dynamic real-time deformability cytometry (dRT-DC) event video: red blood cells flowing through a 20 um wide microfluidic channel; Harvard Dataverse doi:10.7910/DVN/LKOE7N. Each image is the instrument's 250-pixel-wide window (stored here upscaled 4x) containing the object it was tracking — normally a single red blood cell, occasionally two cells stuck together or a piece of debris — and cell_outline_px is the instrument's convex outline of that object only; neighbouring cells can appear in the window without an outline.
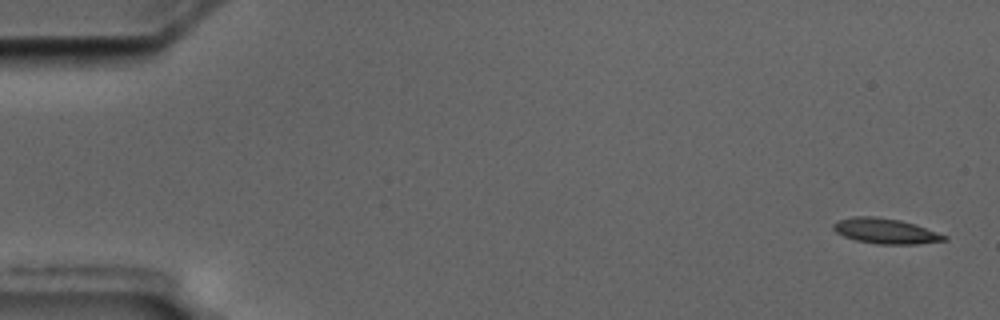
{"species": "common noctule bat (a hibernating species)", "species_latin": "Nyctalus noctula", "temperature_condition": "cold", "stored_images_in_passage": 10, "camera_frame_rate_fps": 3000, "um_per_image_px": 0.085, "animal": {"sex": "male", "body_mass_g": 17.5, "forearm_length_mm": 52.3}, "frame": {"image": 1, "passage_image": 1, "time_ms": 0.0, "image_size_px": [1000, 320], "cell_outline_px": [[948, 240], [916, 244], [876, 244], [856, 240], [844, 236], [836, 232], [832, 228], [832, 224], [836, 220], [852, 216], [876, 216], [900, 220], [916, 224], [948, 236]], "centroid_in_image_um": [75.25, 19.63], "position_along_channel_um": 9.7, "area_um2": 16.53}}
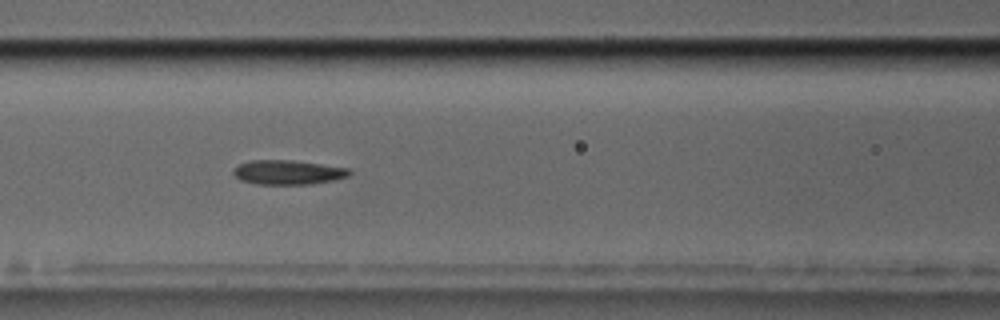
{"frame": {"image": 2, "passage_image": 7, "time_ms": 7.667, "image_size_px": [1000, 320], "cell_outline_px": [[352, 172], [348, 176], [332, 180], [312, 184], [256, 184], [240, 180], [232, 172], [240, 164], [252, 160], [292, 160], [352, 168]], "centroid_in_image_um": [24.52, 14.64], "position_along_channel_um": 142.1, "area_um2": 16.47}}
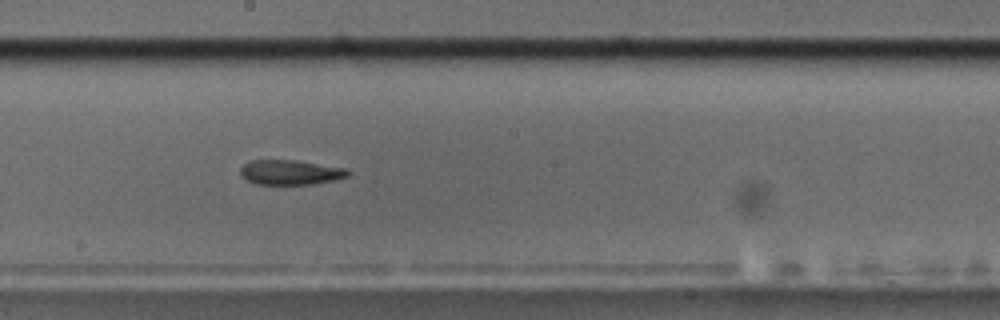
{"frame": {"image": 3, "passage_image": 9, "time_ms": 10.0, "image_size_px": [1000, 320], "cell_outline_px": [[352, 172], [348, 176], [336, 180], [312, 184], [256, 184], [240, 176], [240, 168], [248, 160], [296, 160], [344, 168]], "centroid_in_image_um": [24.67, 14.64], "position_along_channel_um": 223.5, "area_um2": 15.61}}